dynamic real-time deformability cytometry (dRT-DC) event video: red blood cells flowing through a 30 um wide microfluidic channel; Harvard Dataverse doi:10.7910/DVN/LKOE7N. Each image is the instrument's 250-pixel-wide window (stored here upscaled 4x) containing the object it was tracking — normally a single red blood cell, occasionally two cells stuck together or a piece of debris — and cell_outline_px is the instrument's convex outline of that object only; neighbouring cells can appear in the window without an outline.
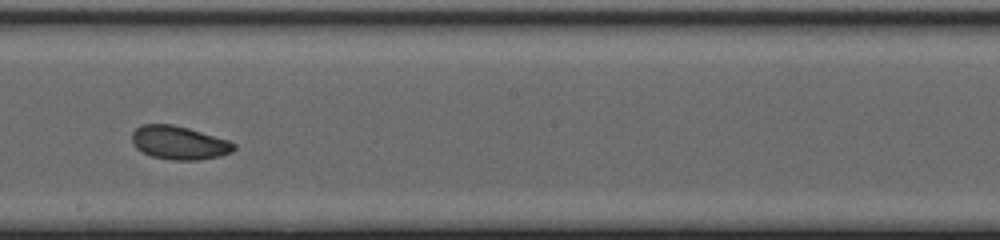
{"species": "common noctule bat (a hibernating species)", "species_latin": "Nyctalus noctula", "temperature_condition": "cold", "stored_images_in_passage": 27, "camera_frame_rate_fps": 3000, "um_per_image_px": 0.085, "animal": {"sex": "female", "body_mass_g": 20.0, "forearm_length_mm": 54.0}, "frame": {"image": 1, "passage_image": 20, "time_ms": 6.333, "image_size_px": [1000, 240], "cell_outline_px": [[236, 148], [232, 152], [220, 156], [200, 160], [172, 160], [152, 156], [136, 148], [132, 144], [132, 132], [140, 124], [172, 124], [188, 128], [228, 140], [236, 144]], "centroid_in_image_um": [15.22, 12.13], "position_along_channel_um": 233.0, "area_um2": 19.94}}
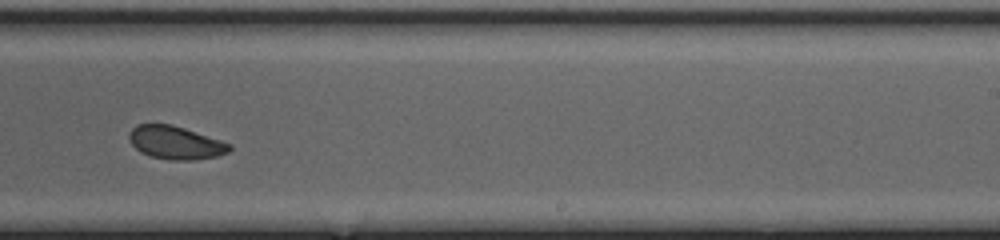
{"frame": {"image": 2, "passage_image": 23, "time_ms": 7.333, "image_size_px": [1000, 240], "cell_outline_px": [[232, 148], [228, 152], [216, 156], [192, 160], [172, 160], [148, 156], [140, 152], [132, 144], [128, 136], [132, 128], [136, 124], [172, 124], [232, 144]], "centroid_in_image_um": [14.9, 12.12], "position_along_channel_um": 274.1, "area_um2": 19.31}}